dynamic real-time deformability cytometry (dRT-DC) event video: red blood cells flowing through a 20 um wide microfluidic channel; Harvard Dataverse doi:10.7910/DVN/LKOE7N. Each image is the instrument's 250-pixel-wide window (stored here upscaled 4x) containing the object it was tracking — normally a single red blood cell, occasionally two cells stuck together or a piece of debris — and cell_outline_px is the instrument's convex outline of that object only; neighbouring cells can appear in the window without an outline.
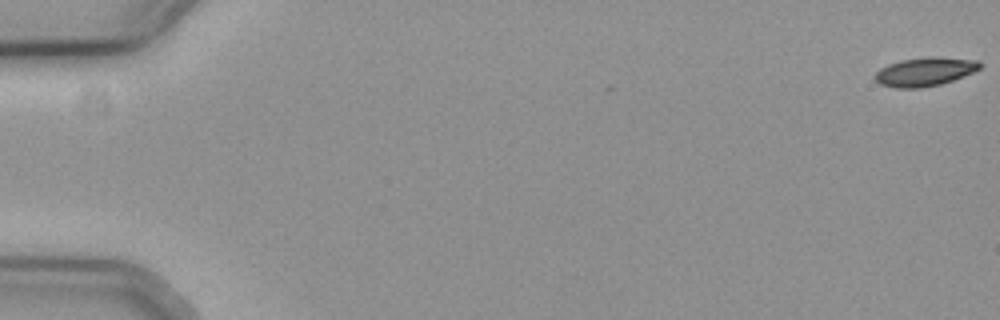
{"species": "common noctule bat (a hibernating species)", "species_latin": "Nyctalus noctula", "temperature_condition": "cold", "stored_images_in_passage": 57, "camera_frame_rate_fps": 3000, "um_per_image_px": 0.085, "animal": {"sex": "female", "body_mass_g": 19.3, "forearm_length_mm": 54.1}, "frame": {"image": 1, "passage_image": 1, "time_ms": 0.0, "image_size_px": [1000, 320], "cell_outline_px": [[980, 68], [964, 76], [940, 84], [920, 88], [896, 88], [880, 84], [876, 80], [876, 72], [880, 68], [888, 64], [900, 60], [932, 56], [980, 60]], "centroid_in_image_um": [78.61, 6.09], "position_along_channel_um": 6.4, "area_um2": 17.46}}
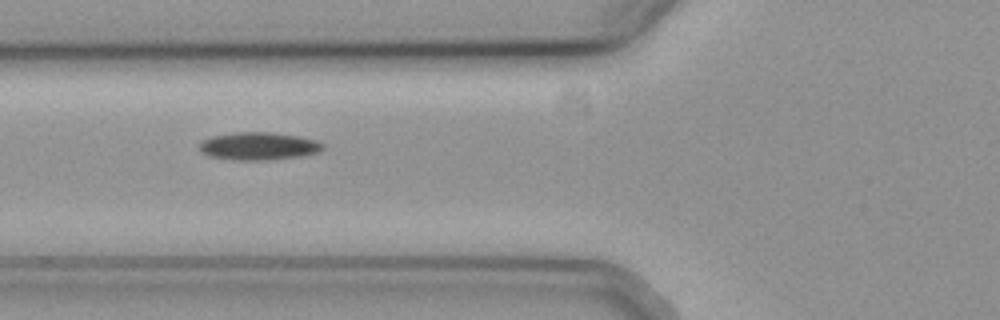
{"frame": {"image": 2, "passage_image": 23, "time_ms": 7.333, "image_size_px": [1000, 320], "cell_outline_px": [[324, 148], [320, 152], [304, 156], [268, 160], [232, 160], [208, 156], [200, 152], [200, 140], [212, 136], [232, 132], [272, 132], [296, 136], [316, 140], [324, 144]], "centroid_in_image_um": [21.97, 12.42], "position_along_channel_um": 103.8, "area_um2": 20.29}}
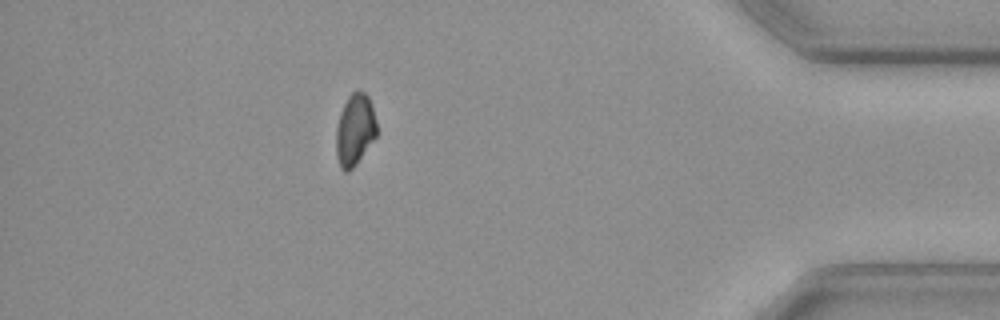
{"frame": {"image": 3, "passage_image": 51, "time_ms": 16.667, "image_size_px": [1000, 320], "cell_outline_px": [[376, 136], [356, 164], [348, 172], [344, 172], [340, 168], [336, 156], [336, 128], [340, 112], [348, 96], [356, 88], [364, 92], [368, 96], [372, 104], [376, 120]], "centroid_in_image_um": [30.15, 11.01], "position_along_channel_um": 405.0, "area_um2": 17.11}, "authors_computed_cell_mechanics": {"area_um2": 18.3226, "velocity_mm_per_s": 3.7164, "shape_relaxation_time_tau1_ms": 6.8475, "shape_relaxation_time_tau2_ms": null, "deformation_change_tau1": 0.1418, "deformation_change_tau2": null}}